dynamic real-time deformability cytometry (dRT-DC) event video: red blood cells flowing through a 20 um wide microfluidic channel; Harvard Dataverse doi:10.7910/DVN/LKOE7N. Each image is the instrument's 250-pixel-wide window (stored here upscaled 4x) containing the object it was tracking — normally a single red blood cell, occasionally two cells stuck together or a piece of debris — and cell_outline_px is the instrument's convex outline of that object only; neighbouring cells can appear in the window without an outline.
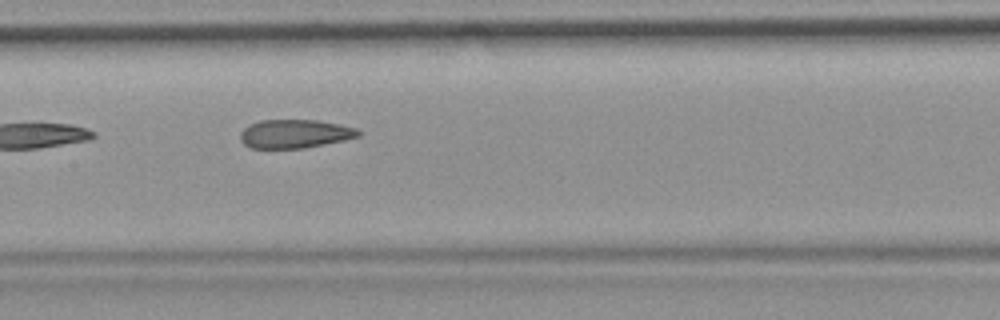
{"species": "common noctule bat (a hibernating species)", "species_latin": "Nyctalus noctula", "temperature_condition": "room temperature", "stored_images_in_passage": 11, "camera_frame_rate_fps": 3000, "um_per_image_px": 0.085, "animal": {"sex": "female", "body_mass_g": 19.9}, "frame": {"image": 1, "passage_image": 4, "time_ms": 1.0, "image_size_px": [1000, 320], "cell_outline_px": [[360, 136], [344, 140], [324, 144], [300, 148], [252, 148], [244, 144], [240, 140], [240, 132], [244, 128], [260, 120], [316, 120], [356, 128], [360, 132]], "centroid_in_image_um": [25.03, 11.37], "position_along_channel_um": 182.4, "area_um2": 19.42}}